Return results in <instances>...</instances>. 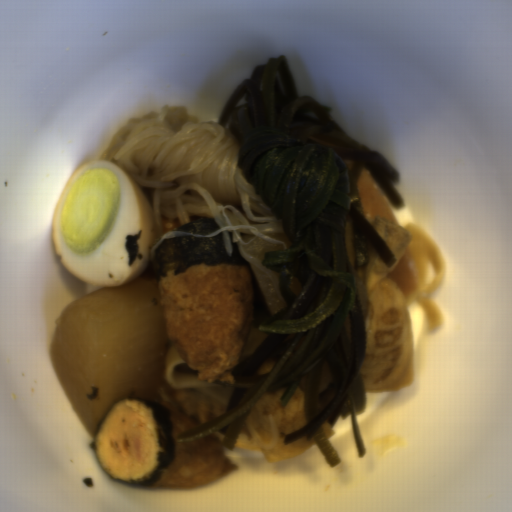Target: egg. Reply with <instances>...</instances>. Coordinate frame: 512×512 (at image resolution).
I'll use <instances>...</instances> for the list:
<instances>
[{
  "label": "egg",
  "instance_id": "egg-1",
  "mask_svg": "<svg viewBox=\"0 0 512 512\" xmlns=\"http://www.w3.org/2000/svg\"><path fill=\"white\" fill-rule=\"evenodd\" d=\"M51 225L60 262L93 286L133 282L145 273L158 239L146 191L128 171L100 158L67 180Z\"/></svg>",
  "mask_w": 512,
  "mask_h": 512
}]
</instances>
